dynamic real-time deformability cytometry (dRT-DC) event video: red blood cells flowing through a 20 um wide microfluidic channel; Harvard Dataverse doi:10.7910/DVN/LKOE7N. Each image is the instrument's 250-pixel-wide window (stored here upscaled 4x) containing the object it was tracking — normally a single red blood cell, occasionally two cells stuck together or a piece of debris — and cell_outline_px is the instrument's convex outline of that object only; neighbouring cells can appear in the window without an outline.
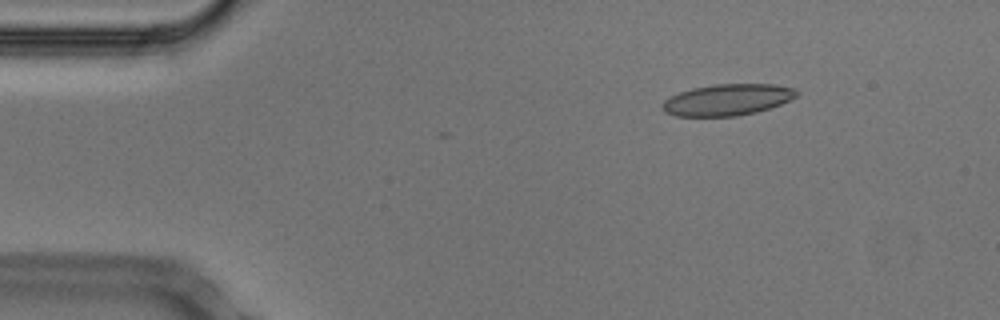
{"species": "Egyptian fruit bat (a non-hibernating species)", "species_latin": "Rousettus aegyptiacus", "temperature_condition": "cold", "stored_images_in_passage": 9, "camera_frame_rate_fps": 3000, "um_per_image_px": 0.085, "animal": {"sex": "male"}, "frame": {"image": 1, "passage_image": 7, "time_ms": 2.0, "image_size_px": [1000, 320], "cell_outline_px": [[800, 92], [796, 96], [780, 104], [756, 112], [736, 116], [676, 116], [664, 112], [660, 108], [660, 104], [664, 100], [680, 92], [692, 88], [716, 84], [776, 84], [796, 88]], "centroid_in_image_um": [61.81, 8.47], "position_along_channel_um": 23.2, "area_um2": 24.62}}